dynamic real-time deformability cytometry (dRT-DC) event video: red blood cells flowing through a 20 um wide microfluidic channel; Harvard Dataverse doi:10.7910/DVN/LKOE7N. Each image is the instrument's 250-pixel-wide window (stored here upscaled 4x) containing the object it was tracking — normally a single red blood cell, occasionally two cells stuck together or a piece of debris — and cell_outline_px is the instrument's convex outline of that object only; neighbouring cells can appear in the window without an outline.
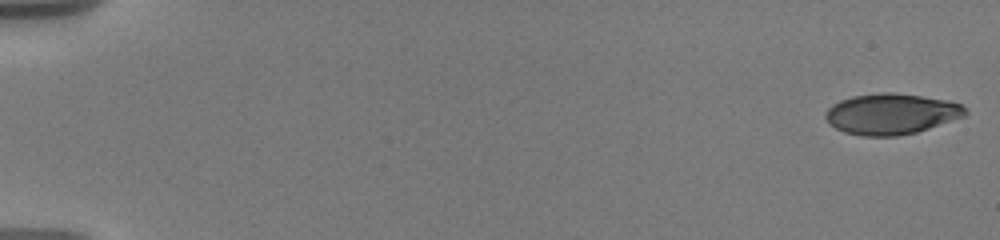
{"species": "human", "species_latin": "Homo sapiens", "temperature_condition": "warm", "stored_images_in_passage": 53, "camera_frame_rate_fps": 3000, "um_per_image_px": 0.085, "donor": {"sex": "male"}, "frame": {"image": 1, "passage_image": 1, "time_ms": 0.0, "image_size_px": [1000, 240], "cell_outline_px": [[968, 112], [964, 116], [916, 132], [896, 136], [860, 136], [844, 132], [828, 124], [824, 116], [824, 112], [832, 104], [840, 100], [852, 96], [880, 92], [892, 92], [948, 100], [960, 104]], "centroid_in_image_um": [75.69, 9.68], "position_along_channel_um": 9.3, "area_um2": 33.23}}
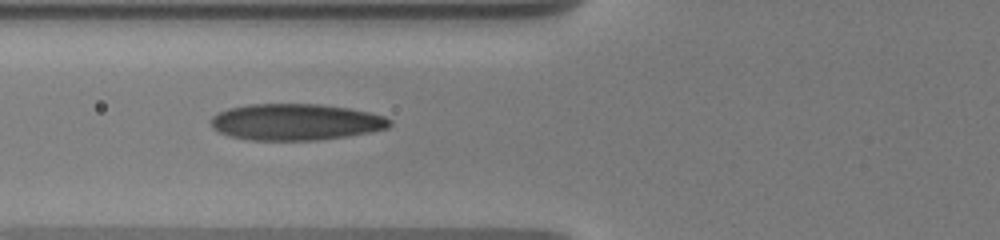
{"frame": {"image": 2, "passage_image": 25, "time_ms": 7.333, "image_size_px": [1000, 240], "cell_outline_px": [[392, 124], [388, 128], [368, 132], [344, 136], [316, 140], [252, 140], [232, 136], [220, 132], [212, 128], [212, 116], [228, 108], [248, 104], [320, 104], [348, 108], [368, 112], [384, 116], [392, 120]], "centroid_in_image_um": [25.14, 10.36], "position_along_channel_um": 100.7, "area_um2": 37.69}}
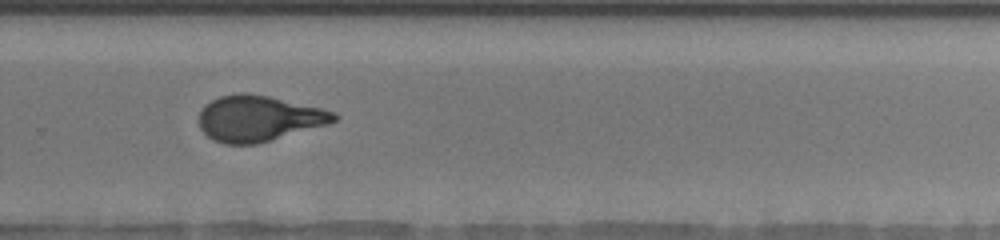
{"frame": {"image": 3, "passage_image": 47, "time_ms": 13.0, "image_size_px": [1000, 240], "cell_outline_px": [[340, 116], [336, 120], [328, 124], [256, 144], [224, 144], [212, 140], [200, 128], [200, 112], [204, 104], [220, 96], [240, 92], [248, 92], [268, 96], [320, 108], [336, 112]], "centroid_in_image_um": [21.97, 10.06], "position_along_channel_um": 307.8, "area_um2": 35.89}}